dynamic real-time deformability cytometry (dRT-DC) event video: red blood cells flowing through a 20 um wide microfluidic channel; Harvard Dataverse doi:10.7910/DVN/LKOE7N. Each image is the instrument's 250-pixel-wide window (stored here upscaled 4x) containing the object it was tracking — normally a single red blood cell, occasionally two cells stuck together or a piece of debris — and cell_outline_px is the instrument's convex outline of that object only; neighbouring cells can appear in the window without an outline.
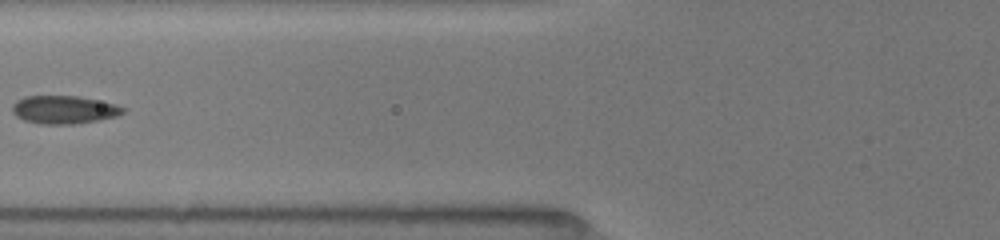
{"species": "common noctule bat (a hibernating species)", "species_latin": "Nyctalus noctula", "temperature_condition": "room temperature", "stored_images_in_passage": 17, "camera_frame_rate_fps": 3000, "um_per_image_px": 0.085, "animal": {"sex": "female", "body_mass_g": 19.5, "forearm_length_mm": 54.1}, "frame": {"image": 1, "passage_image": 15, "time_ms": 7.0, "image_size_px": [1000, 240], "cell_outline_px": [[124, 112], [116, 116], [100, 120], [72, 124], [40, 124], [24, 120], [16, 116], [12, 112], [12, 104], [16, 100], [24, 96], [76, 96], [116, 104], [124, 108]], "centroid_in_image_um": [5.4, 9.32], "position_along_channel_um": 120.4, "area_um2": 18.09}}
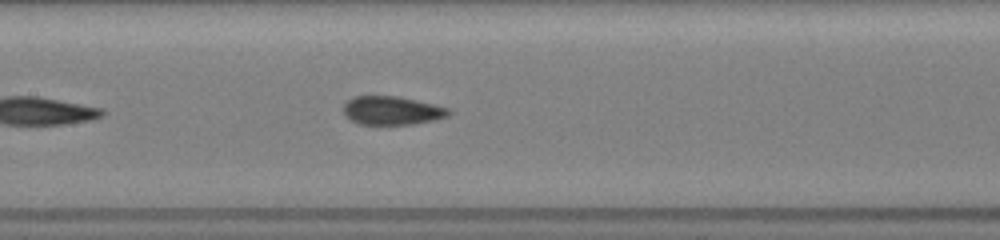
{"frame": {"image": 2, "passage_image": 17, "time_ms": 8.333, "image_size_px": [1000, 240], "cell_outline_px": [[452, 112], [448, 116], [436, 120], [412, 124], [360, 124], [344, 116], [344, 104], [352, 96], [400, 96], [448, 108]], "centroid_in_image_um": [33.31, 9.39], "position_along_channel_um": 174.1, "area_um2": 17.51}}